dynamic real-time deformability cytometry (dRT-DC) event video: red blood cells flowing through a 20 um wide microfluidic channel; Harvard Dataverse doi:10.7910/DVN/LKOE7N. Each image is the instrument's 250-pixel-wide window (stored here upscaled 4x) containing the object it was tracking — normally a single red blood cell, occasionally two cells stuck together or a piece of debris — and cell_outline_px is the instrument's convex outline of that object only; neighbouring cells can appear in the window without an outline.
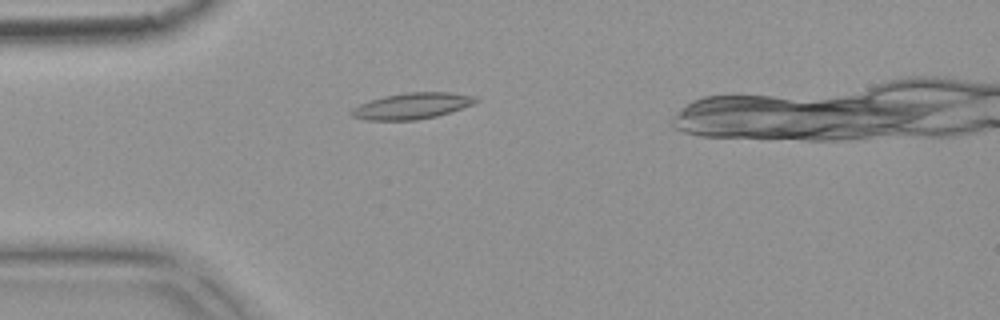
{"species": "common noctule bat (a hibernating species)", "species_latin": "Nyctalus noctula", "temperature_condition": "warm", "stored_images_in_passage": 5, "camera_frame_rate_fps": 3000, "um_per_image_px": 0.085, "animal": {"sex": "female", "body_mass_g": 18.4}, "frame": {"image": 1, "passage_image": 5, "time_ms": 1.333, "image_size_px": [1000, 320], "cell_outline_px": [[480, 100], [472, 104], [436, 116], [416, 120], [364, 120], [352, 116], [348, 112], [352, 108], [360, 104], [384, 96], [408, 92], [452, 92], [476, 96]], "centroid_in_image_um": [35.0, 9.0], "position_along_channel_um": 50.0, "area_um2": 18.84}}